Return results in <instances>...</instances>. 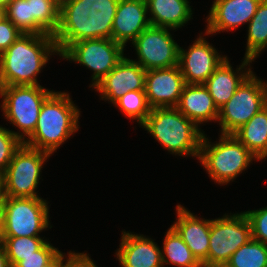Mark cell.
I'll return each instance as SVG.
<instances>
[{
    "label": "cell",
    "instance_id": "d4e9b609",
    "mask_svg": "<svg viewBox=\"0 0 267 267\" xmlns=\"http://www.w3.org/2000/svg\"><path fill=\"white\" fill-rule=\"evenodd\" d=\"M247 46L244 58L254 60L267 48V0H261L248 23Z\"/></svg>",
    "mask_w": 267,
    "mask_h": 267
},
{
    "label": "cell",
    "instance_id": "9a60e30c",
    "mask_svg": "<svg viewBox=\"0 0 267 267\" xmlns=\"http://www.w3.org/2000/svg\"><path fill=\"white\" fill-rule=\"evenodd\" d=\"M146 70L126 56L93 88L102 100L114 104L121 96L137 90H145Z\"/></svg>",
    "mask_w": 267,
    "mask_h": 267
},
{
    "label": "cell",
    "instance_id": "ac0fdd59",
    "mask_svg": "<svg viewBox=\"0 0 267 267\" xmlns=\"http://www.w3.org/2000/svg\"><path fill=\"white\" fill-rule=\"evenodd\" d=\"M149 26L146 0H119L112 26L115 42L125 47Z\"/></svg>",
    "mask_w": 267,
    "mask_h": 267
},
{
    "label": "cell",
    "instance_id": "6da1fadb",
    "mask_svg": "<svg viewBox=\"0 0 267 267\" xmlns=\"http://www.w3.org/2000/svg\"><path fill=\"white\" fill-rule=\"evenodd\" d=\"M119 0H72L60 8L53 35L59 56L72 44L87 39H112Z\"/></svg>",
    "mask_w": 267,
    "mask_h": 267
},
{
    "label": "cell",
    "instance_id": "7bdbcfd3",
    "mask_svg": "<svg viewBox=\"0 0 267 267\" xmlns=\"http://www.w3.org/2000/svg\"><path fill=\"white\" fill-rule=\"evenodd\" d=\"M208 267H228V266L226 264H223V265H211Z\"/></svg>",
    "mask_w": 267,
    "mask_h": 267
},
{
    "label": "cell",
    "instance_id": "7a4b0ae2",
    "mask_svg": "<svg viewBox=\"0 0 267 267\" xmlns=\"http://www.w3.org/2000/svg\"><path fill=\"white\" fill-rule=\"evenodd\" d=\"M56 53L59 51L53 35L22 34L0 55V87L41 86L37 75Z\"/></svg>",
    "mask_w": 267,
    "mask_h": 267
},
{
    "label": "cell",
    "instance_id": "74e56055",
    "mask_svg": "<svg viewBox=\"0 0 267 267\" xmlns=\"http://www.w3.org/2000/svg\"><path fill=\"white\" fill-rule=\"evenodd\" d=\"M44 267H62V252H60L49 264Z\"/></svg>",
    "mask_w": 267,
    "mask_h": 267
},
{
    "label": "cell",
    "instance_id": "83f0119b",
    "mask_svg": "<svg viewBox=\"0 0 267 267\" xmlns=\"http://www.w3.org/2000/svg\"><path fill=\"white\" fill-rule=\"evenodd\" d=\"M124 115L136 120L140 126L145 122L151 112L145 90L130 91L120 97L114 104Z\"/></svg>",
    "mask_w": 267,
    "mask_h": 267
},
{
    "label": "cell",
    "instance_id": "e0dca14e",
    "mask_svg": "<svg viewBox=\"0 0 267 267\" xmlns=\"http://www.w3.org/2000/svg\"><path fill=\"white\" fill-rule=\"evenodd\" d=\"M176 211L177 218L171 226L203 267H208L211 220L197 217L181 204L177 205Z\"/></svg>",
    "mask_w": 267,
    "mask_h": 267
},
{
    "label": "cell",
    "instance_id": "4dcf8cb0",
    "mask_svg": "<svg viewBox=\"0 0 267 267\" xmlns=\"http://www.w3.org/2000/svg\"><path fill=\"white\" fill-rule=\"evenodd\" d=\"M5 127L0 126V173L4 174L15 152L23 142Z\"/></svg>",
    "mask_w": 267,
    "mask_h": 267
},
{
    "label": "cell",
    "instance_id": "7402d4cb",
    "mask_svg": "<svg viewBox=\"0 0 267 267\" xmlns=\"http://www.w3.org/2000/svg\"><path fill=\"white\" fill-rule=\"evenodd\" d=\"M146 3L151 26L176 31L193 19L192 7L188 0H146Z\"/></svg>",
    "mask_w": 267,
    "mask_h": 267
},
{
    "label": "cell",
    "instance_id": "8992f818",
    "mask_svg": "<svg viewBox=\"0 0 267 267\" xmlns=\"http://www.w3.org/2000/svg\"><path fill=\"white\" fill-rule=\"evenodd\" d=\"M52 92L39 85L0 87L1 110L10 124L19 128L11 132L22 142L34 132L42 104Z\"/></svg>",
    "mask_w": 267,
    "mask_h": 267
},
{
    "label": "cell",
    "instance_id": "44dd1931",
    "mask_svg": "<svg viewBox=\"0 0 267 267\" xmlns=\"http://www.w3.org/2000/svg\"><path fill=\"white\" fill-rule=\"evenodd\" d=\"M176 108L198 127L218 121L219 109L204 84H185Z\"/></svg>",
    "mask_w": 267,
    "mask_h": 267
},
{
    "label": "cell",
    "instance_id": "8d00e7d4",
    "mask_svg": "<svg viewBox=\"0 0 267 267\" xmlns=\"http://www.w3.org/2000/svg\"><path fill=\"white\" fill-rule=\"evenodd\" d=\"M0 267H11L3 245L0 243Z\"/></svg>",
    "mask_w": 267,
    "mask_h": 267
},
{
    "label": "cell",
    "instance_id": "d6a6232c",
    "mask_svg": "<svg viewBox=\"0 0 267 267\" xmlns=\"http://www.w3.org/2000/svg\"><path fill=\"white\" fill-rule=\"evenodd\" d=\"M244 213L251 225L252 239L267 245V206Z\"/></svg>",
    "mask_w": 267,
    "mask_h": 267
},
{
    "label": "cell",
    "instance_id": "52a82bcc",
    "mask_svg": "<svg viewBox=\"0 0 267 267\" xmlns=\"http://www.w3.org/2000/svg\"><path fill=\"white\" fill-rule=\"evenodd\" d=\"M267 106V82L252 72L238 87L232 98L219 109L221 134H233L255 114Z\"/></svg>",
    "mask_w": 267,
    "mask_h": 267
},
{
    "label": "cell",
    "instance_id": "ba28073f",
    "mask_svg": "<svg viewBox=\"0 0 267 267\" xmlns=\"http://www.w3.org/2000/svg\"><path fill=\"white\" fill-rule=\"evenodd\" d=\"M50 156L47 152L22 144L3 174L4 196L39 197L36 190L43 165Z\"/></svg>",
    "mask_w": 267,
    "mask_h": 267
},
{
    "label": "cell",
    "instance_id": "4fadbf2b",
    "mask_svg": "<svg viewBox=\"0 0 267 267\" xmlns=\"http://www.w3.org/2000/svg\"><path fill=\"white\" fill-rule=\"evenodd\" d=\"M226 58L199 34L188 50L180 47L178 66L186 84L199 85L204 84Z\"/></svg>",
    "mask_w": 267,
    "mask_h": 267
},
{
    "label": "cell",
    "instance_id": "8fae6325",
    "mask_svg": "<svg viewBox=\"0 0 267 267\" xmlns=\"http://www.w3.org/2000/svg\"><path fill=\"white\" fill-rule=\"evenodd\" d=\"M231 214L211 220L208 266L226 264L238 248L252 239L246 214Z\"/></svg>",
    "mask_w": 267,
    "mask_h": 267
},
{
    "label": "cell",
    "instance_id": "7c38bea8",
    "mask_svg": "<svg viewBox=\"0 0 267 267\" xmlns=\"http://www.w3.org/2000/svg\"><path fill=\"white\" fill-rule=\"evenodd\" d=\"M171 28L149 26L131 42L137 62L143 69L169 68L178 65L180 46L175 42Z\"/></svg>",
    "mask_w": 267,
    "mask_h": 267
},
{
    "label": "cell",
    "instance_id": "277c9868",
    "mask_svg": "<svg viewBox=\"0 0 267 267\" xmlns=\"http://www.w3.org/2000/svg\"><path fill=\"white\" fill-rule=\"evenodd\" d=\"M141 127L171 154L198 158L204 132L176 107L152 108Z\"/></svg>",
    "mask_w": 267,
    "mask_h": 267
},
{
    "label": "cell",
    "instance_id": "5bb4252c",
    "mask_svg": "<svg viewBox=\"0 0 267 267\" xmlns=\"http://www.w3.org/2000/svg\"><path fill=\"white\" fill-rule=\"evenodd\" d=\"M185 80L178 65L151 69L145 75V93L151 108L176 107Z\"/></svg>",
    "mask_w": 267,
    "mask_h": 267
},
{
    "label": "cell",
    "instance_id": "30bf717a",
    "mask_svg": "<svg viewBox=\"0 0 267 267\" xmlns=\"http://www.w3.org/2000/svg\"><path fill=\"white\" fill-rule=\"evenodd\" d=\"M124 48L113 39H87L72 43L60 57L92 70L94 87L124 58Z\"/></svg>",
    "mask_w": 267,
    "mask_h": 267
},
{
    "label": "cell",
    "instance_id": "cb8c5ba5",
    "mask_svg": "<svg viewBox=\"0 0 267 267\" xmlns=\"http://www.w3.org/2000/svg\"><path fill=\"white\" fill-rule=\"evenodd\" d=\"M161 255L163 267L166 264L177 267H203L172 226L166 232Z\"/></svg>",
    "mask_w": 267,
    "mask_h": 267
},
{
    "label": "cell",
    "instance_id": "e575fe53",
    "mask_svg": "<svg viewBox=\"0 0 267 267\" xmlns=\"http://www.w3.org/2000/svg\"><path fill=\"white\" fill-rule=\"evenodd\" d=\"M67 256L62 252V267H98L87 253L69 251Z\"/></svg>",
    "mask_w": 267,
    "mask_h": 267
},
{
    "label": "cell",
    "instance_id": "ab89813d",
    "mask_svg": "<svg viewBox=\"0 0 267 267\" xmlns=\"http://www.w3.org/2000/svg\"><path fill=\"white\" fill-rule=\"evenodd\" d=\"M4 18H6L5 7L0 5V21H2Z\"/></svg>",
    "mask_w": 267,
    "mask_h": 267
},
{
    "label": "cell",
    "instance_id": "d590c367",
    "mask_svg": "<svg viewBox=\"0 0 267 267\" xmlns=\"http://www.w3.org/2000/svg\"><path fill=\"white\" fill-rule=\"evenodd\" d=\"M4 217H5V196L0 197V238L3 232Z\"/></svg>",
    "mask_w": 267,
    "mask_h": 267
},
{
    "label": "cell",
    "instance_id": "2e32d148",
    "mask_svg": "<svg viewBox=\"0 0 267 267\" xmlns=\"http://www.w3.org/2000/svg\"><path fill=\"white\" fill-rule=\"evenodd\" d=\"M261 0H214L209 10L205 34L239 28L251 21Z\"/></svg>",
    "mask_w": 267,
    "mask_h": 267
},
{
    "label": "cell",
    "instance_id": "3957f363",
    "mask_svg": "<svg viewBox=\"0 0 267 267\" xmlns=\"http://www.w3.org/2000/svg\"><path fill=\"white\" fill-rule=\"evenodd\" d=\"M80 112L69 93L53 91L42 104L34 132L23 144L52 155L78 131Z\"/></svg>",
    "mask_w": 267,
    "mask_h": 267
},
{
    "label": "cell",
    "instance_id": "484cf974",
    "mask_svg": "<svg viewBox=\"0 0 267 267\" xmlns=\"http://www.w3.org/2000/svg\"><path fill=\"white\" fill-rule=\"evenodd\" d=\"M44 237H1L0 243L3 245L11 267H15L24 257L35 255L46 242Z\"/></svg>",
    "mask_w": 267,
    "mask_h": 267
},
{
    "label": "cell",
    "instance_id": "f546056e",
    "mask_svg": "<svg viewBox=\"0 0 267 267\" xmlns=\"http://www.w3.org/2000/svg\"><path fill=\"white\" fill-rule=\"evenodd\" d=\"M30 16L48 34L54 35L59 25L60 9L50 0H28Z\"/></svg>",
    "mask_w": 267,
    "mask_h": 267
},
{
    "label": "cell",
    "instance_id": "f1b7e54d",
    "mask_svg": "<svg viewBox=\"0 0 267 267\" xmlns=\"http://www.w3.org/2000/svg\"><path fill=\"white\" fill-rule=\"evenodd\" d=\"M6 18L24 34H47L30 16L28 0H11L5 6Z\"/></svg>",
    "mask_w": 267,
    "mask_h": 267
},
{
    "label": "cell",
    "instance_id": "9c48e42d",
    "mask_svg": "<svg viewBox=\"0 0 267 267\" xmlns=\"http://www.w3.org/2000/svg\"><path fill=\"white\" fill-rule=\"evenodd\" d=\"M41 197L5 196V217L1 237H33L52 228L48 201ZM50 225V226H49Z\"/></svg>",
    "mask_w": 267,
    "mask_h": 267
},
{
    "label": "cell",
    "instance_id": "4316f807",
    "mask_svg": "<svg viewBox=\"0 0 267 267\" xmlns=\"http://www.w3.org/2000/svg\"><path fill=\"white\" fill-rule=\"evenodd\" d=\"M226 265L228 267H267V245L251 239L231 255Z\"/></svg>",
    "mask_w": 267,
    "mask_h": 267
},
{
    "label": "cell",
    "instance_id": "d6986e66",
    "mask_svg": "<svg viewBox=\"0 0 267 267\" xmlns=\"http://www.w3.org/2000/svg\"><path fill=\"white\" fill-rule=\"evenodd\" d=\"M116 258L121 267H163L161 248L143 234L122 231Z\"/></svg>",
    "mask_w": 267,
    "mask_h": 267
},
{
    "label": "cell",
    "instance_id": "603a6c76",
    "mask_svg": "<svg viewBox=\"0 0 267 267\" xmlns=\"http://www.w3.org/2000/svg\"><path fill=\"white\" fill-rule=\"evenodd\" d=\"M233 135L260 161L267 158V106Z\"/></svg>",
    "mask_w": 267,
    "mask_h": 267
},
{
    "label": "cell",
    "instance_id": "60d3db41",
    "mask_svg": "<svg viewBox=\"0 0 267 267\" xmlns=\"http://www.w3.org/2000/svg\"><path fill=\"white\" fill-rule=\"evenodd\" d=\"M3 174L0 173V197H3Z\"/></svg>",
    "mask_w": 267,
    "mask_h": 267
},
{
    "label": "cell",
    "instance_id": "5b68a950",
    "mask_svg": "<svg viewBox=\"0 0 267 267\" xmlns=\"http://www.w3.org/2000/svg\"><path fill=\"white\" fill-rule=\"evenodd\" d=\"M206 137L204 134L198 160L210 179L219 185L233 182L252 161L259 160L233 134H221L216 144Z\"/></svg>",
    "mask_w": 267,
    "mask_h": 267
},
{
    "label": "cell",
    "instance_id": "ffe728a7",
    "mask_svg": "<svg viewBox=\"0 0 267 267\" xmlns=\"http://www.w3.org/2000/svg\"><path fill=\"white\" fill-rule=\"evenodd\" d=\"M252 61L251 59L244 58L241 65L236 70H233V66H231L230 61L226 58L205 81L204 86L207 88L218 109H221L232 98L238 87L253 72L250 65Z\"/></svg>",
    "mask_w": 267,
    "mask_h": 267
},
{
    "label": "cell",
    "instance_id": "f35d334b",
    "mask_svg": "<svg viewBox=\"0 0 267 267\" xmlns=\"http://www.w3.org/2000/svg\"><path fill=\"white\" fill-rule=\"evenodd\" d=\"M50 1L60 9L62 6H64L65 4L69 3L72 0H50Z\"/></svg>",
    "mask_w": 267,
    "mask_h": 267
},
{
    "label": "cell",
    "instance_id": "1f68e13d",
    "mask_svg": "<svg viewBox=\"0 0 267 267\" xmlns=\"http://www.w3.org/2000/svg\"><path fill=\"white\" fill-rule=\"evenodd\" d=\"M61 251L47 241L35 255L24 257L15 267H44L49 264Z\"/></svg>",
    "mask_w": 267,
    "mask_h": 267
},
{
    "label": "cell",
    "instance_id": "836d02e7",
    "mask_svg": "<svg viewBox=\"0 0 267 267\" xmlns=\"http://www.w3.org/2000/svg\"><path fill=\"white\" fill-rule=\"evenodd\" d=\"M22 34L24 33L15 27L14 24L7 18L0 21V55L5 52Z\"/></svg>",
    "mask_w": 267,
    "mask_h": 267
},
{
    "label": "cell",
    "instance_id": "b9f144b4",
    "mask_svg": "<svg viewBox=\"0 0 267 267\" xmlns=\"http://www.w3.org/2000/svg\"><path fill=\"white\" fill-rule=\"evenodd\" d=\"M10 1L11 0H0V5H3L5 7Z\"/></svg>",
    "mask_w": 267,
    "mask_h": 267
}]
</instances>
